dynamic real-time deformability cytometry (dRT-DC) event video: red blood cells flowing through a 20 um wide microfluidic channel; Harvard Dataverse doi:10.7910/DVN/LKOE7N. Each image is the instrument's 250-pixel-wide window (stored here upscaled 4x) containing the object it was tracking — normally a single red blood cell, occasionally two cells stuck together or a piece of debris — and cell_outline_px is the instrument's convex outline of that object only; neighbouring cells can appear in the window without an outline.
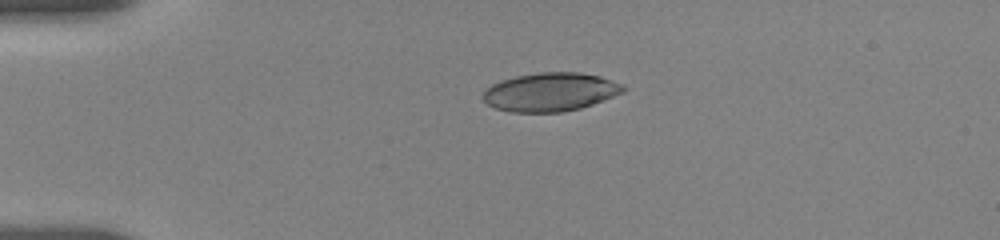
{"species": "human", "species_latin": "Homo sapiens", "temperature_condition": "room temperature", "stored_images_in_passage": 2, "camera_frame_rate_fps": 3000, "um_per_image_px": 0.085, "donor": {"sex": "female"}, "frame": {"image": 1, "passage_image": 1, "time_ms": 0.0, "image_size_px": [1000, 240], "cell_outline_px": [[628, 88], [624, 92], [592, 104], [580, 108], [560, 112], [508, 112], [496, 108], [488, 104], [480, 96], [492, 84], [500, 80], [516, 76], [540, 72], [580, 72], [600, 76], [624, 84]], "centroid_in_image_um": [46.79, 7.81], "position_along_channel_um": 38.2, "area_um2": 31.62}}